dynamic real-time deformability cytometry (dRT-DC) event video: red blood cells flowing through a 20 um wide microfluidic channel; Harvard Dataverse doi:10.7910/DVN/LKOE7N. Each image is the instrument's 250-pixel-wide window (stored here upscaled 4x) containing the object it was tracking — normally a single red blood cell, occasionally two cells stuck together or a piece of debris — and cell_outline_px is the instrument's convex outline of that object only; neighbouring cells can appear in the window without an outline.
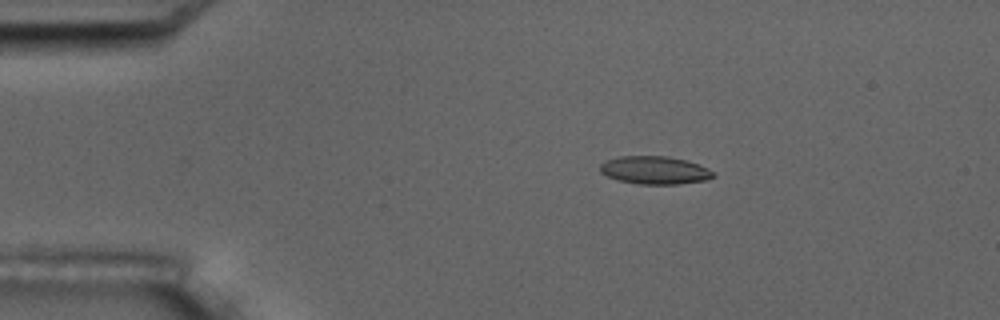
{"species": "common noctule bat (a hibernating species)", "species_latin": "Nyctalus noctula", "temperature_condition": "room temperature", "stored_images_in_passage": 5, "camera_frame_rate_fps": 3000, "um_per_image_px": 0.085, "animal": {"sex": "male", "body_mass_g": 17.5, "forearm_length_mm": 52.3}, "frame": {"image": 1, "passage_image": 3, "time_ms": 2.333, "image_size_px": [1000, 320], "cell_outline_px": [[716, 176], [704, 180], [680, 184], [640, 184], [620, 180], [608, 176], [600, 172], [600, 164], [604, 160], [620, 156], [668, 156], [684, 160], [708, 168], [716, 172]], "centroid_in_image_um": [55.65, 14.46], "position_along_channel_um": 29.3, "area_um2": 18.38}}
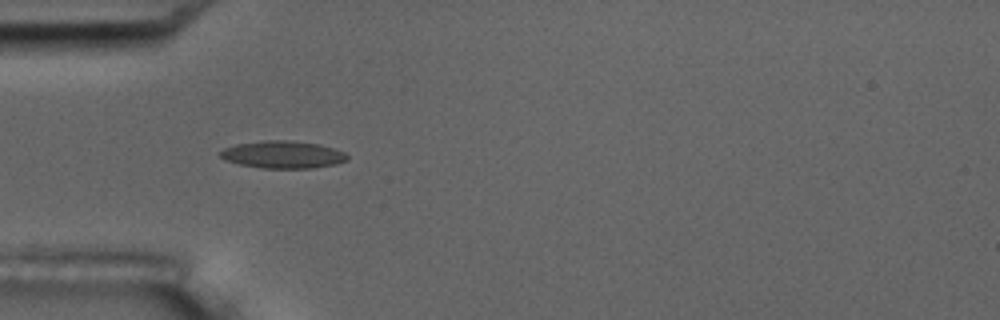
{"frame": {"image": 2, "passage_image": 5, "time_ms": 4.667, "image_size_px": [1000, 320], "cell_outline_px": [[348, 160], [336, 164], [312, 168], [264, 168], [240, 164], [228, 160], [220, 156], [220, 152], [224, 148], [236, 144], [264, 140], [288, 140], [320, 144], [344, 152], [348, 156]], "centroid_in_image_um": [24.07, 13.13], "position_along_channel_um": 60.9, "area_um2": 20.11}}